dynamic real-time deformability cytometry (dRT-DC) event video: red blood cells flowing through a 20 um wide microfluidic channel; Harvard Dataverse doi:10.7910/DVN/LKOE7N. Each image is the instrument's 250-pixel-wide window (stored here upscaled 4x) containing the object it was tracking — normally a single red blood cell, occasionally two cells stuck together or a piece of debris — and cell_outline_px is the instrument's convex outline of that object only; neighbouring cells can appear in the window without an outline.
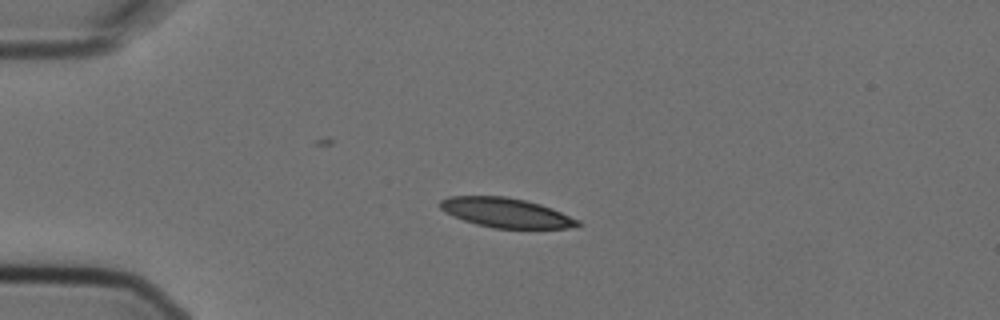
{"species": "Egyptian fruit bat (a non-hibernating species)", "species_latin": "Rousettus aegyptiacus", "temperature_condition": "cold", "stored_images_in_passage": 4, "camera_frame_rate_fps": 3000, "um_per_image_px": 0.085, "animal": {"sex": "female"}, "frame": {"image": 1, "passage_image": 2, "time_ms": 0.333, "image_size_px": [1000, 320], "cell_outline_px": [[580, 228], [492, 228], [476, 224], [464, 220], [444, 212], [440, 208], [440, 200], [448, 196], [504, 196], [524, 200], [540, 204], [552, 208], [580, 220]], "centroid_in_image_um": [43.03, 18.08], "position_along_channel_um": 42.0, "area_um2": 23.76}}
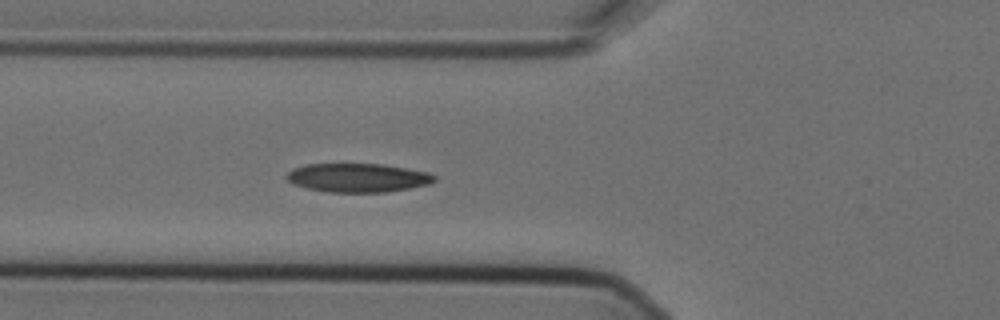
{"frame": {"image": 2, "passage_image": 4, "time_ms": 1.0, "image_size_px": [1000, 320], "cell_outline_px": [[436, 180], [428, 184], [388, 192], [328, 192], [308, 188], [292, 184], [284, 176], [292, 168], [304, 164], [384, 164], [428, 172], [436, 176]], "centroid_in_image_um": [30.38, 15.1], "position_along_channel_um": 95.4, "area_um2": 24.85}}